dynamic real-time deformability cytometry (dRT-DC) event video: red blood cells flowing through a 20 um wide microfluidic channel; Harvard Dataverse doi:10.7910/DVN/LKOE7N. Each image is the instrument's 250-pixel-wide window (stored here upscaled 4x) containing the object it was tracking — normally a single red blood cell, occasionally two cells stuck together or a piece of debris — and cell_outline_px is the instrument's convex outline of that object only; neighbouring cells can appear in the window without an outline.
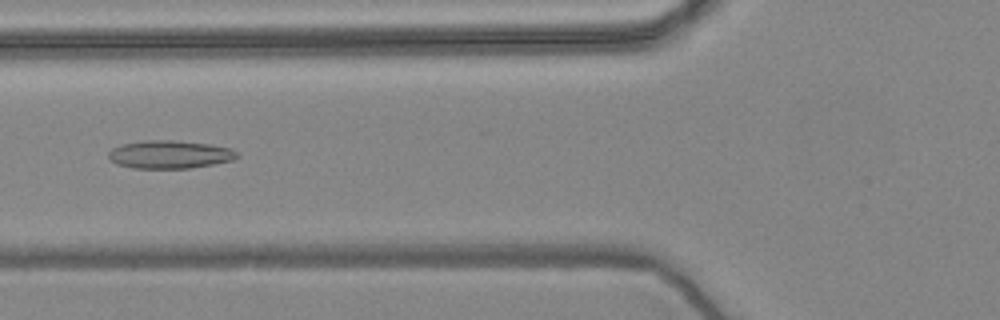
{"species": "common noctule bat (a hibernating species)", "species_latin": "Nyctalus noctula", "temperature_condition": "warm", "stored_images_in_passage": 57, "camera_frame_rate_fps": 3000, "um_per_image_px": 0.085, "animal": {"sex": "female", "body_mass_g": 24.6, "forearm_length_mm": 56.2}, "frame": {"image": 1, "passage_image": 22, "time_ms": 7.0, "image_size_px": [1000, 320], "cell_outline_px": [[240, 156], [232, 160], [212, 164], [188, 168], [132, 168], [116, 164], [108, 160], [108, 152], [112, 148], [120, 144], [144, 140], [176, 140], [208, 144], [232, 148]], "centroid_in_image_um": [14.37, 13.12], "position_along_channel_um": 111.4, "area_um2": 21.15}}
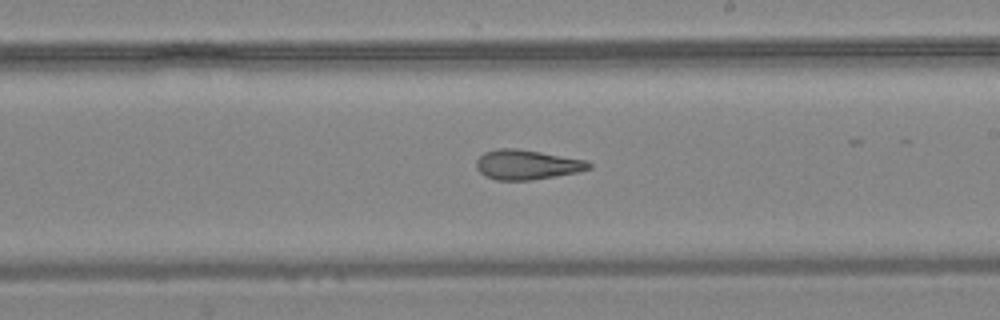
{"frame": {"image": 2, "passage_image": 33, "time_ms": 10.667, "image_size_px": [1000, 320], "cell_outline_px": [[592, 168], [580, 172], [532, 180], [496, 180], [484, 176], [476, 168], [476, 160], [484, 152], [496, 148], [516, 148], [588, 160], [592, 164]], "centroid_in_image_um": [44.8, 14.0], "position_along_channel_um": 244.2, "area_um2": 19.77}}
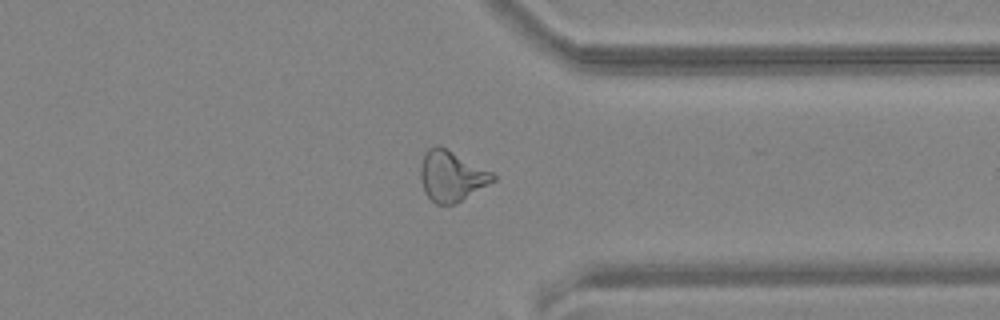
{"frame": {"image": 3, "passage_image": 44, "time_ms": 14.333, "image_size_px": [1000, 320], "cell_outline_px": [[496, 180], [460, 200], [452, 204], [436, 204], [424, 192], [420, 176], [420, 164], [424, 152], [428, 148], [436, 144], [440, 144], [492, 172], [496, 176]], "centroid_in_image_um": [38.34, 14.92], "position_along_channel_um": 373.1, "area_um2": 21.27}, "authors_computed_cell_mechanics": {"area_um2": 21.675, "velocity_mm_per_s": 3.6196, "shape_relaxation_time_tau1_ms": null, "shape_relaxation_time_tau2_ms": 3.4636, "deformation_change_tau1": null, "deformation_change_tau2": 0.1364}}